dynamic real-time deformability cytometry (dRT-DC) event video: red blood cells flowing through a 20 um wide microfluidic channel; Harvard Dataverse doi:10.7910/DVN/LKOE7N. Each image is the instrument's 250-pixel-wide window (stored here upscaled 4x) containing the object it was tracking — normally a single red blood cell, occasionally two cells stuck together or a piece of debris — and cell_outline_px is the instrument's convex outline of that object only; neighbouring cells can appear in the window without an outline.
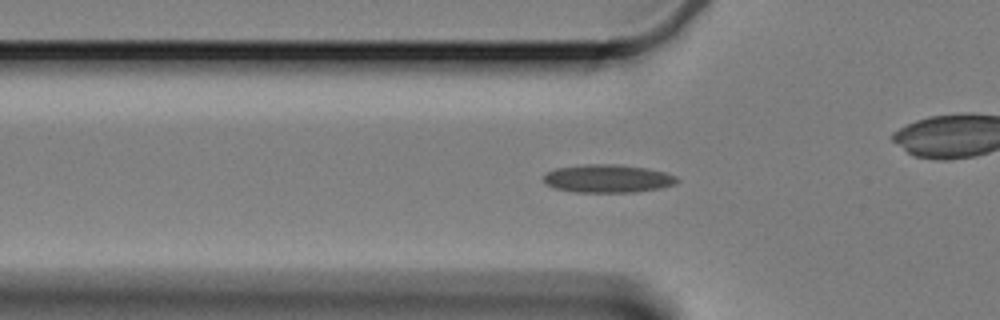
{"species": "Egyptian fruit bat (a non-hibernating species)", "species_latin": "Rousettus aegyptiacus", "temperature_condition": "cold", "stored_images_in_passage": 52, "camera_frame_rate_fps": 3000, "um_per_image_px": 0.085, "animal": {"sex": "female"}, "frame": {"image": 1, "passage_image": 11, "time_ms": 3.333, "image_size_px": [1000, 320], "cell_outline_px": [[680, 180], [676, 184], [660, 188], [636, 192], [576, 192], [552, 188], [544, 184], [544, 176], [548, 172], [556, 168], [584, 164], [616, 164], [644, 168], [664, 172], [676, 176]], "centroid_in_image_um": [51.64, 15.18], "position_along_channel_um": 74.2, "area_um2": 21.91}}
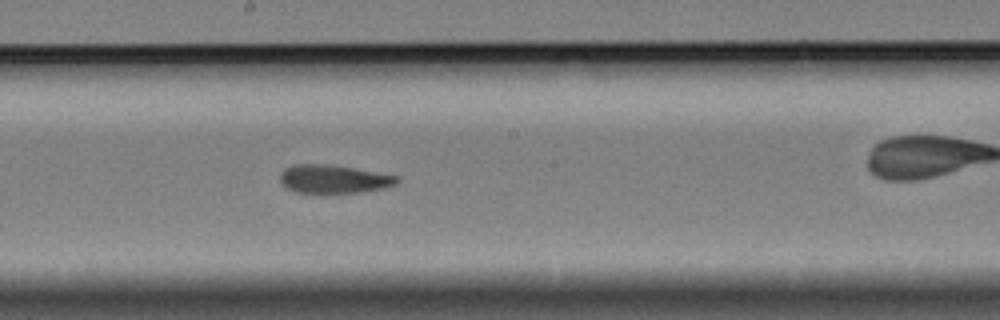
{"frame": {"image": 2, "passage_image": 24, "time_ms": 7.667, "image_size_px": [1000, 320], "cell_outline_px": [[400, 180], [396, 184], [384, 188], [360, 192], [324, 196], [296, 192], [284, 188], [280, 184], [280, 172], [284, 168], [292, 164], [328, 164], [356, 168], [400, 176]], "centroid_in_image_um": [28.31, 15.26], "position_along_channel_um": 219.9, "area_um2": 20.46}}
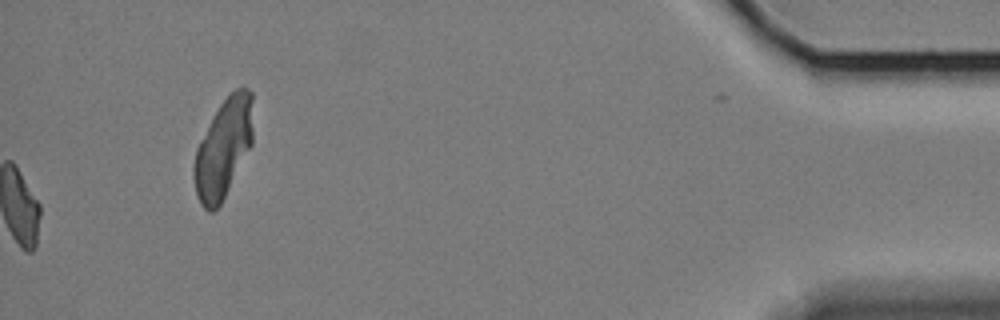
{"frame": {"image": 3, "passage_image": 52, "time_ms": 17.0, "image_size_px": [1000, 320], "cell_outline_px": [[252, 144], [220, 204], [212, 212], [208, 212], [200, 204], [196, 192], [192, 172], [196, 148], [200, 140], [220, 104], [236, 88], [244, 84], [252, 92]], "centroid_in_image_um": [18.98, 12.58], "position_along_channel_um": 416.2, "area_um2": 33.81}, "authors_computed_cell_mechanics": {"area_um2": 20.2011, "velocity_mm_per_s": 3.341, "shape_relaxation_time_tau1_ms": null, "shape_relaxation_time_tau2_ms": 3.8014, "deformation_change_tau1": null, "deformation_change_tau2": 0.1024}}